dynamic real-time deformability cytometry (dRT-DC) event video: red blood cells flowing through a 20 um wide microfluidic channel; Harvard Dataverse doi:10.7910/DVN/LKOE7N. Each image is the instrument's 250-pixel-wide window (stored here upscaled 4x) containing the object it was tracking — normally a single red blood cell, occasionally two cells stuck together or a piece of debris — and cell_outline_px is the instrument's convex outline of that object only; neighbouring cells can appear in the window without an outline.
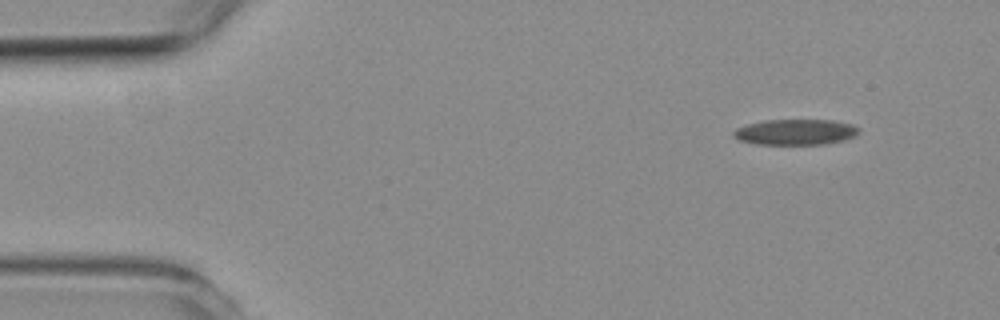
{"species": "common noctule bat (a hibernating species)", "species_latin": "Nyctalus noctula", "temperature_condition": "room temperature", "stored_images_in_passage": 4, "segment_of_instrument_passage": [1, 2], "camera_frame_rate_fps": 3000, "um_per_image_px": 0.085, "animal": {"sex": "female", "body_mass_g": 19.3, "forearm_length_mm": 54.1}, "frame": {"image": 1, "passage_image": 1, "time_ms": 0.0, "image_size_px": [1000, 320], "cell_outline_px": [[860, 128], [852, 136], [844, 140], [824, 144], [756, 144], [740, 140], [732, 136], [732, 132], [736, 128], [748, 124], [764, 120], [832, 120], [852, 124]], "centroid_in_image_um": [67.58, 11.22], "position_along_channel_um": 17.4, "area_um2": 18.61}}